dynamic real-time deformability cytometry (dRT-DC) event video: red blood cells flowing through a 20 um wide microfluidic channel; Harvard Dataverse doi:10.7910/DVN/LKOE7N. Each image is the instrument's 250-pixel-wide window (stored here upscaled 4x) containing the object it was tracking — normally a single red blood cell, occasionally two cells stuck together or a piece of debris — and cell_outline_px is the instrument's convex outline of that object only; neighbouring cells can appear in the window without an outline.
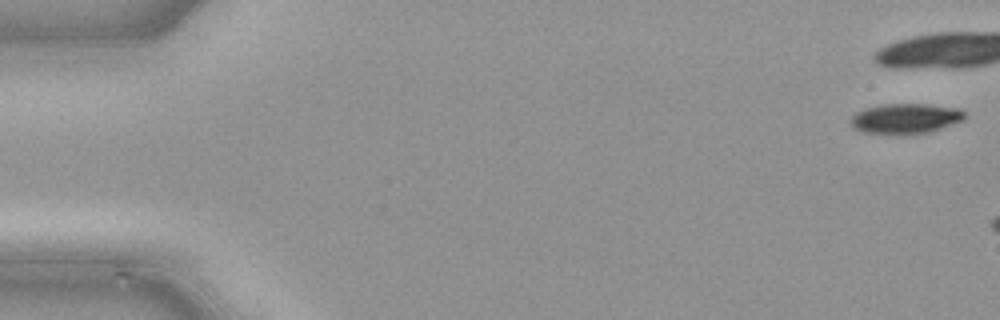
{"species": "common noctule bat (a hibernating species)", "species_latin": "Nyctalus noctula", "temperature_condition": "cold", "stored_images_in_passage": 7, "camera_frame_rate_fps": 3000, "um_per_image_px": 0.085, "animal": {"sex": "male", "body_mass_g": 21.5, "forearm_length_mm": 52.0}, "frame": {"image": 1, "passage_image": 1, "time_ms": 0.0, "image_size_px": [1000, 320], "cell_outline_px": [[964, 120], [928, 132], [900, 136], [860, 132], [852, 128], [852, 116], [856, 112], [880, 104], [924, 104], [956, 108], [964, 112]], "centroid_in_image_um": [76.91, 10.11], "position_along_channel_um": 8.1, "area_um2": 20.17}}